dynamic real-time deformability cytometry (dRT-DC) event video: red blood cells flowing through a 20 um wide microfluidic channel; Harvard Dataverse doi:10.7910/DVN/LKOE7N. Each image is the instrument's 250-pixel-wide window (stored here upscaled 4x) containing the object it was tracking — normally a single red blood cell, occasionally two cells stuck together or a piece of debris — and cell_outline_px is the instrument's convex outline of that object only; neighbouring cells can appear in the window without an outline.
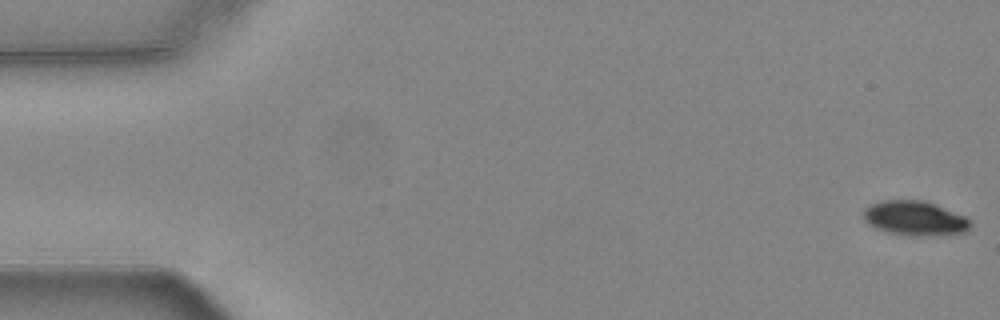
{"species": "common noctule bat (a hibernating species)", "species_latin": "Nyctalus noctula", "temperature_condition": "warm", "stored_images_in_passage": 55, "camera_frame_rate_fps": 3000, "um_per_image_px": 0.085, "animal": {"sex": "female", "body_mass_g": 24.6, "forearm_length_mm": 56.2}, "frame": {"image": 1, "passage_image": 1, "time_ms": 0.0, "image_size_px": [1000, 320], "cell_outline_px": [[972, 228], [968, 232], [932, 236], [912, 236], [888, 232], [876, 228], [868, 224], [864, 220], [864, 208], [872, 204], [884, 200], [924, 200], [936, 204], [968, 216], [972, 220]], "centroid_in_image_um": [77.86, 18.56], "position_along_channel_um": 7.1, "area_um2": 22.02}}
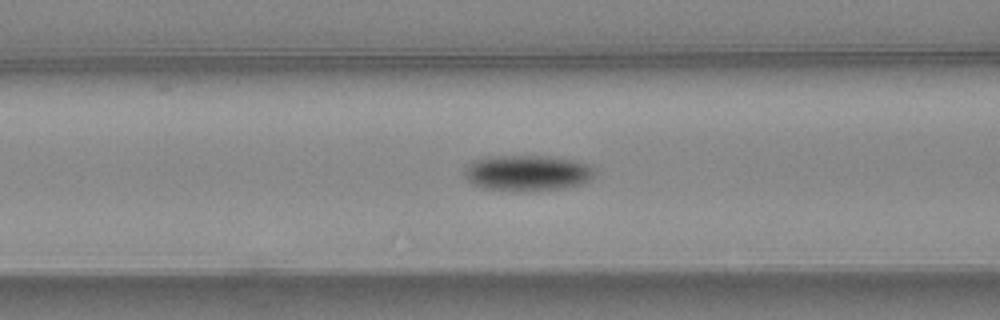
{"frame": {"image": 2, "passage_image": 22, "time_ms": 7.0, "image_size_px": [1000, 320], "cell_outline_px": [[596, 172], [592, 180], [580, 184], [564, 188], [532, 192], [520, 192], [484, 188], [472, 184], [464, 176], [464, 168], [468, 164], [476, 160], [496, 156], [552, 156], [580, 160], [588, 164]], "centroid_in_image_um": [44.88, 14.71], "position_along_channel_um": 121.7, "area_um2": 27.74}}
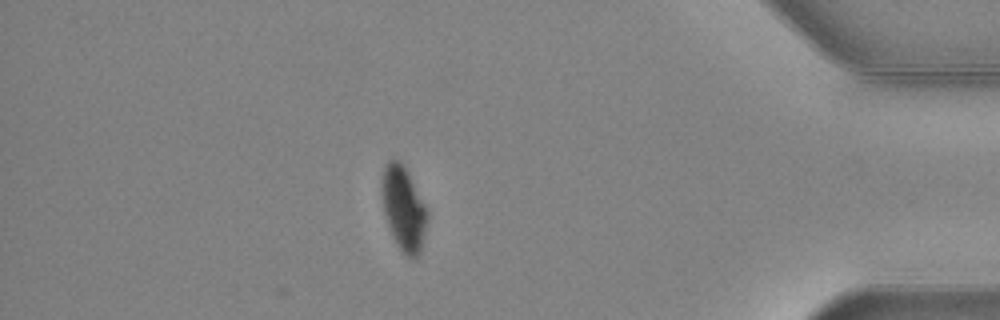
{"frame": {"image": 3, "passage_image": 48, "time_ms": 15.667, "image_size_px": [1000, 320], "cell_outline_px": [[428, 220], [420, 256], [404, 256], [396, 244], [384, 216], [380, 192], [380, 180], [384, 164], [392, 156], [400, 160], [404, 164], [428, 208]], "centroid_in_image_um": [34.28, 17.66], "position_along_channel_um": 400.9, "area_um2": 23.35}, "authors_computed_cell_mechanics": {"area_um2": 24.3916, "velocity_mm_per_s": 3.7239, "shape_relaxation_time_tau1_ms": 2.4976, "shape_relaxation_time_tau2_ms": null, "deformation_change_tau1": 0.0971, "deformation_change_tau2": null}}